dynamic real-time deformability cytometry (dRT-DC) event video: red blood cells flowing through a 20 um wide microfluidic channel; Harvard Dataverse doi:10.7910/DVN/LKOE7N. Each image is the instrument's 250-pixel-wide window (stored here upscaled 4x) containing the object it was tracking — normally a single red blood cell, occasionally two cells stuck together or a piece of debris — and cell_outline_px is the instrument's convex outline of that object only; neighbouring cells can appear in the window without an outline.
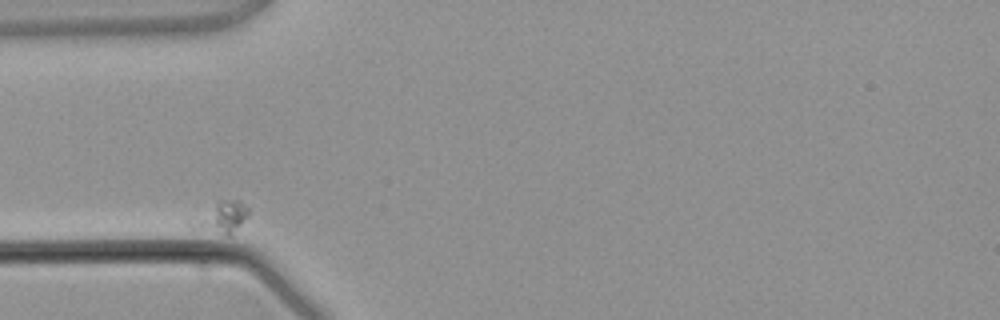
{"species": "common noctule bat (a hibernating species)", "species_latin": "Nyctalus noctula", "temperature_condition": "warm", "stored_images_in_passage": 3, "camera_frame_rate_fps": 3000, "um_per_image_px": 0.085, "animal": {"sex": "male", "body_mass_g": 21.5, "forearm_length_mm": 52.0}, "frame": {"image": 1, "passage_image": 1, "time_ms": 0.0, "image_size_px": [1000, 320], "cell_outline_px": [[248, 216], [232, 236], [228, 236], [192, 228], [188, 224], [188, 220], [220, 200], [240, 200], [248, 208]], "centroid_in_image_um": [18.79, 18.51], "position_along_channel_um": 66.2, "area_um2": 10.58}}
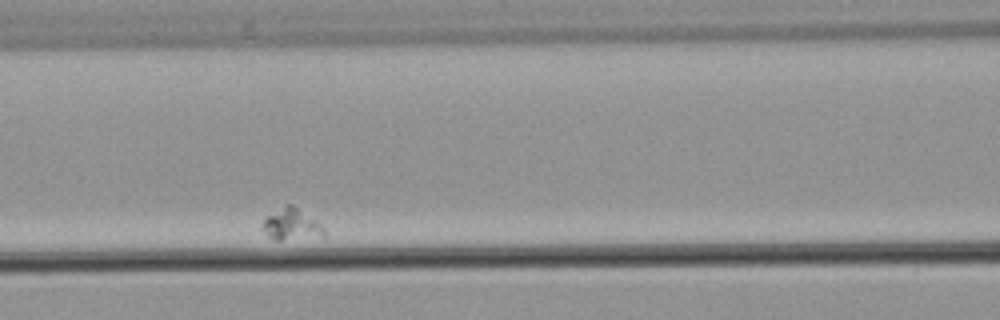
{"frame": {"image": 2, "passage_image": 3, "time_ms": 2.333, "image_size_px": [1000, 320], "cell_outline_px": [[324, 236], [280, 240], [276, 240], [268, 236], [264, 228], [264, 220], [268, 216], [284, 204], [292, 204], [316, 220], [324, 228]], "centroid_in_image_um": [24.8, 19.06], "position_along_channel_um": 141.8, "area_um2": 10.98}}